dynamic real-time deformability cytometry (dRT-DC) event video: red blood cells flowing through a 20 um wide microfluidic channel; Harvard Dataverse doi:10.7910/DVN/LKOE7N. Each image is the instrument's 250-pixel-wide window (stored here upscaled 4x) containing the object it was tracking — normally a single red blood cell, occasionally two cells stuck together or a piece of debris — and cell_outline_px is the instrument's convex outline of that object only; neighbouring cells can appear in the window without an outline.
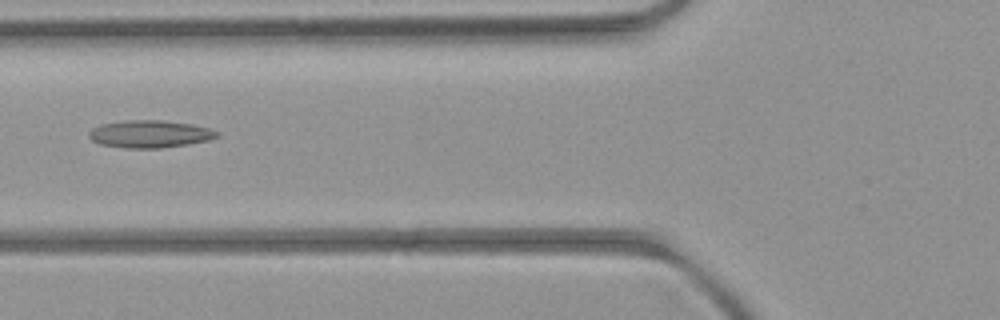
{"species": "common noctule bat (a hibernating species)", "species_latin": "Nyctalus noctula", "temperature_condition": "room temperature", "stored_images_in_passage": 3, "camera_frame_rate_fps": 3000, "um_per_image_px": 0.085, "animal": {"sex": "female", "body_mass_g": 21.9}, "frame": {"image": 1, "passage_image": 3, "time_ms": 2.333, "image_size_px": [1000, 320], "cell_outline_px": [[220, 136], [208, 140], [188, 144], [160, 148], [124, 148], [100, 144], [92, 140], [88, 136], [88, 132], [92, 128], [100, 124], [124, 120], [164, 120], [192, 124], [208, 128], [220, 132]], "centroid_in_image_um": [12.73, 11.38], "position_along_channel_um": 113.1, "area_um2": 20.63}}